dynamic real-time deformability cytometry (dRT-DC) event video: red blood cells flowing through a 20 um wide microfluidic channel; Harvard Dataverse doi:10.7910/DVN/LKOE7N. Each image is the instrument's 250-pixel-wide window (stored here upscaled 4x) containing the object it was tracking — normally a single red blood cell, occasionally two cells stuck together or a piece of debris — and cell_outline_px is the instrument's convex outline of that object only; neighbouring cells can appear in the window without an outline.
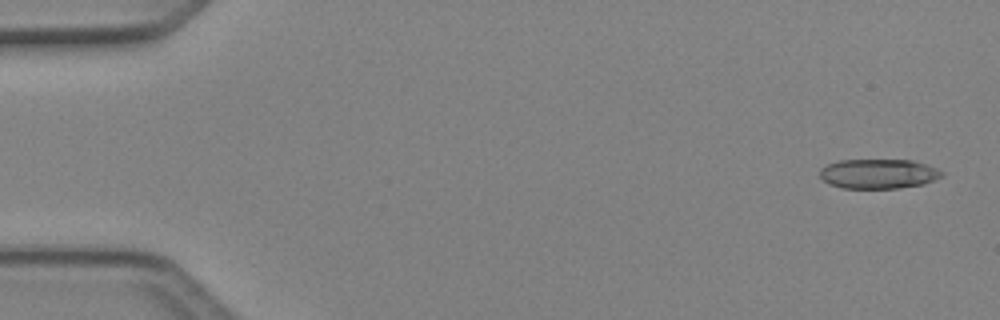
{"species": "Egyptian fruit bat (a non-hibernating species)", "species_latin": "Rousettus aegyptiacus", "temperature_condition": "cold", "stored_images_in_passage": 7, "camera_frame_rate_fps": 3000, "um_per_image_px": 0.085, "animal": {"sex": "female"}, "frame": {"image": 1, "passage_image": 1, "time_ms": 0.0, "image_size_px": [1000, 320], "cell_outline_px": [[944, 176], [924, 184], [900, 188], [844, 188], [828, 184], [820, 176], [820, 168], [828, 164], [840, 160], [912, 160], [928, 164], [944, 172]], "centroid_in_image_um": [74.7, 14.77], "position_along_channel_um": 10.3, "area_um2": 21.21}}
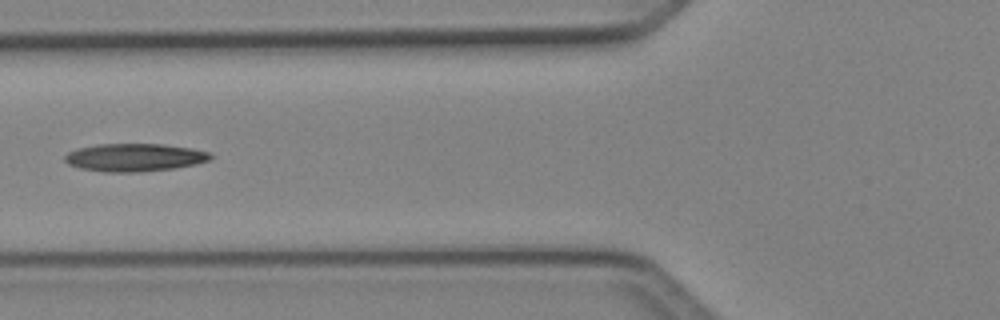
{"frame": {"image": 2, "passage_image": 6, "time_ms": 1.667, "image_size_px": [1000, 320], "cell_outline_px": [[212, 160], [196, 164], [176, 168], [140, 172], [104, 172], [80, 168], [68, 164], [64, 160], [64, 156], [68, 152], [76, 148], [96, 144], [164, 144], [192, 148], [208, 152], [212, 156]], "centroid_in_image_um": [11.43, 13.38], "position_along_channel_um": 114.4, "area_um2": 23.93}}
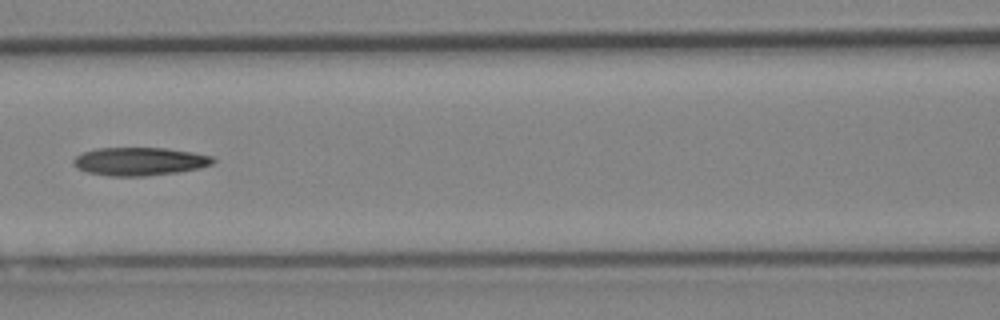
{"frame": {"image": 3, "passage_image": 7, "time_ms": 2.0, "image_size_px": [1000, 320], "cell_outline_px": [[216, 160], [212, 164], [200, 168], [180, 172], [144, 176], [108, 176], [84, 172], [76, 168], [72, 164], [72, 160], [76, 156], [84, 152], [96, 148], [164, 148], [192, 152], [212, 156]], "centroid_in_image_um": [11.84, 13.73], "position_along_channel_um": 154.8, "area_um2": 23.12}}